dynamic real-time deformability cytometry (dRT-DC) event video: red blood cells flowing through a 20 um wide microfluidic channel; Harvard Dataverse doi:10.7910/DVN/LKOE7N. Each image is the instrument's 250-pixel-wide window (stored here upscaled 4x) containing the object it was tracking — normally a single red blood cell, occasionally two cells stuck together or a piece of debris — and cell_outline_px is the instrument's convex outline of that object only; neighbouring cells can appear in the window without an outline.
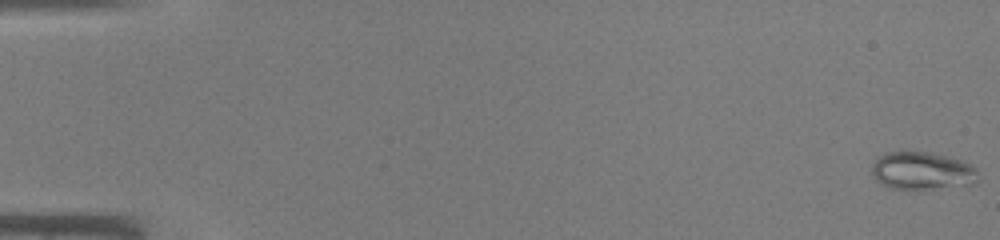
{"species": "common noctule bat (a hibernating species)", "species_latin": "Nyctalus noctula", "temperature_condition": "warm", "stored_images_in_passage": 45, "camera_frame_rate_fps": 3000, "um_per_image_px": 0.085, "animal": {"sex": "male", "body_mass_g": 19.0, "forearm_length_mm": 50.8}, "frame": {"image": 1, "passage_image": 1, "time_ms": 0.0, "image_size_px": [1000, 240], "cell_outline_px": [[980, 180], [976, 184], [932, 188], [888, 188], [880, 184], [872, 176], [872, 164], [880, 156], [888, 152], [932, 152], [964, 160], [972, 164], [976, 168]], "centroid_in_image_um": [78.43, 14.51], "position_along_channel_um": 6.6, "area_um2": 23.58}}
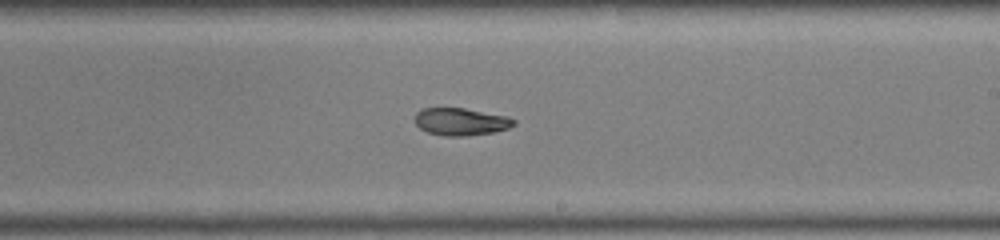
{"frame": {"image": 2, "passage_image": 28, "time_ms": 9.0, "image_size_px": [1000, 240], "cell_outline_px": [[516, 124], [508, 128], [492, 132], [468, 136], [444, 136], [428, 132], [420, 128], [416, 124], [416, 112], [420, 108], [464, 108], [508, 116], [516, 120]], "centroid_in_image_um": [39.18, 10.34], "position_along_channel_um": 249.8, "area_um2": 15.84}}
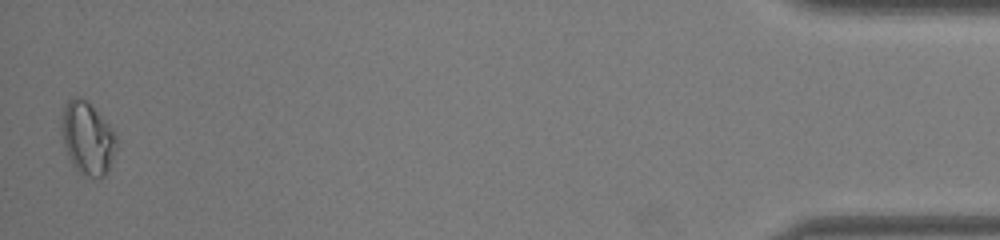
{"frame": {"image": 3, "passage_image": 45, "time_ms": 14.667, "image_size_px": [1000, 240], "cell_outline_px": [[116, 144], [108, 172], [100, 180], [88, 176], [80, 172], [72, 164], [68, 156], [64, 144], [60, 128], [60, 124], [64, 104], [68, 100], [76, 96], [80, 96], [88, 100], [116, 132]], "centroid_in_image_um": [7.43, 11.71], "position_along_channel_um": 427.8, "area_um2": 23.58}}